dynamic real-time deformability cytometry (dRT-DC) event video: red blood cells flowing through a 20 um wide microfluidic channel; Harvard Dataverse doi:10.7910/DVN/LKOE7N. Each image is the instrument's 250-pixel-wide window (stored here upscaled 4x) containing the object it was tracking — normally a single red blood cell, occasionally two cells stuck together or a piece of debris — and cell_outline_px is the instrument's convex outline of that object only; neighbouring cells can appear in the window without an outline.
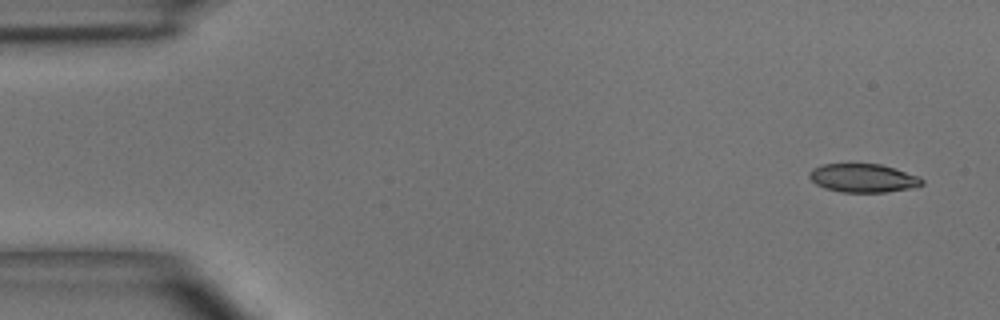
{"species": "common noctule bat (a hibernating species)", "species_latin": "Nyctalus noctula", "temperature_condition": "room temperature", "stored_images_in_passage": 5, "camera_frame_rate_fps": 3000, "um_per_image_px": 0.085, "animal": {"sex": "male", "body_mass_g": 15.6}, "frame": {"image": 1, "passage_image": 1, "time_ms": 0.0, "image_size_px": [1000, 320], "cell_outline_px": [[924, 184], [908, 188], [884, 192], [840, 192], [824, 188], [816, 184], [808, 176], [808, 172], [812, 168], [820, 164], [880, 164], [920, 176], [924, 180]], "centroid_in_image_um": [73.33, 15.13], "position_along_channel_um": 11.7, "area_um2": 18.73}}
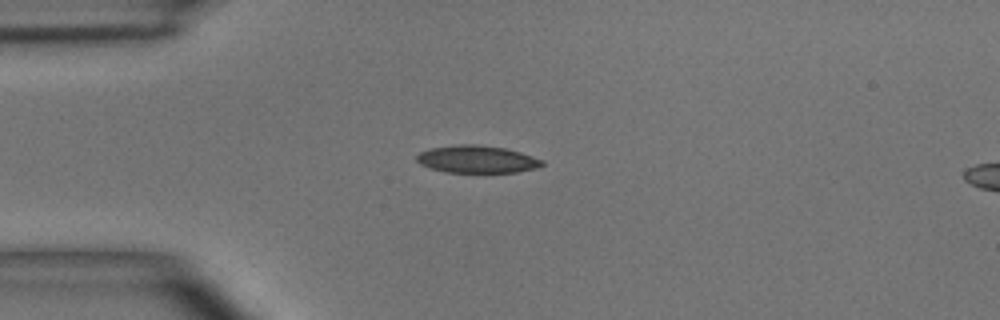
{"frame": {"image": 2, "passage_image": 4, "time_ms": 3.333, "image_size_px": [1000, 320], "cell_outline_px": [[544, 164], [536, 168], [516, 172], [444, 172], [420, 164], [416, 160], [416, 156], [420, 152], [432, 148], [460, 144], [476, 144], [504, 148], [520, 152], [544, 160]], "centroid_in_image_um": [40.55, 13.53], "position_along_channel_um": 44.5, "area_um2": 19.88}}